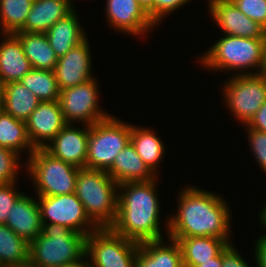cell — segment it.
I'll use <instances>...</instances> for the list:
<instances>
[{
	"mask_svg": "<svg viewBox=\"0 0 266 267\" xmlns=\"http://www.w3.org/2000/svg\"><path fill=\"white\" fill-rule=\"evenodd\" d=\"M74 9L65 18L58 20L46 32L55 55L59 58L84 41L87 36Z\"/></svg>",
	"mask_w": 266,
	"mask_h": 267,
	"instance_id": "7402d4cb",
	"label": "cell"
},
{
	"mask_svg": "<svg viewBox=\"0 0 266 267\" xmlns=\"http://www.w3.org/2000/svg\"><path fill=\"white\" fill-rule=\"evenodd\" d=\"M4 83L0 79V112L3 110Z\"/></svg>",
	"mask_w": 266,
	"mask_h": 267,
	"instance_id": "7bdbcfd3",
	"label": "cell"
},
{
	"mask_svg": "<svg viewBox=\"0 0 266 267\" xmlns=\"http://www.w3.org/2000/svg\"><path fill=\"white\" fill-rule=\"evenodd\" d=\"M139 247L110 228H98L86 237L85 254L91 267H135Z\"/></svg>",
	"mask_w": 266,
	"mask_h": 267,
	"instance_id": "ba28073f",
	"label": "cell"
},
{
	"mask_svg": "<svg viewBox=\"0 0 266 267\" xmlns=\"http://www.w3.org/2000/svg\"><path fill=\"white\" fill-rule=\"evenodd\" d=\"M143 242L138 249L135 267H183L182 252L179 243L167 237Z\"/></svg>",
	"mask_w": 266,
	"mask_h": 267,
	"instance_id": "ffe728a7",
	"label": "cell"
},
{
	"mask_svg": "<svg viewBox=\"0 0 266 267\" xmlns=\"http://www.w3.org/2000/svg\"><path fill=\"white\" fill-rule=\"evenodd\" d=\"M86 253V236L59 224L43 223L42 232L29 243V262L38 267H61Z\"/></svg>",
	"mask_w": 266,
	"mask_h": 267,
	"instance_id": "5b68a950",
	"label": "cell"
},
{
	"mask_svg": "<svg viewBox=\"0 0 266 267\" xmlns=\"http://www.w3.org/2000/svg\"><path fill=\"white\" fill-rule=\"evenodd\" d=\"M20 40L23 52L34 69L54 71L58 61L45 33H14Z\"/></svg>",
	"mask_w": 266,
	"mask_h": 267,
	"instance_id": "cb8c5ba5",
	"label": "cell"
},
{
	"mask_svg": "<svg viewBox=\"0 0 266 267\" xmlns=\"http://www.w3.org/2000/svg\"><path fill=\"white\" fill-rule=\"evenodd\" d=\"M88 37L58 58L54 69L60 90L76 86L93 79L92 57Z\"/></svg>",
	"mask_w": 266,
	"mask_h": 267,
	"instance_id": "5bb4252c",
	"label": "cell"
},
{
	"mask_svg": "<svg viewBox=\"0 0 266 267\" xmlns=\"http://www.w3.org/2000/svg\"><path fill=\"white\" fill-rule=\"evenodd\" d=\"M5 267H32V264L30 262L22 265H14V266H5Z\"/></svg>",
	"mask_w": 266,
	"mask_h": 267,
	"instance_id": "f6af8a7d",
	"label": "cell"
},
{
	"mask_svg": "<svg viewBox=\"0 0 266 267\" xmlns=\"http://www.w3.org/2000/svg\"><path fill=\"white\" fill-rule=\"evenodd\" d=\"M264 56L265 38L225 35L222 38L219 37V40H216L212 47L205 51L204 55L199 58V62L207 70L217 72L218 70L221 72L234 70L236 74L233 73V75H255L262 73Z\"/></svg>",
	"mask_w": 266,
	"mask_h": 267,
	"instance_id": "3957f363",
	"label": "cell"
},
{
	"mask_svg": "<svg viewBox=\"0 0 266 267\" xmlns=\"http://www.w3.org/2000/svg\"><path fill=\"white\" fill-rule=\"evenodd\" d=\"M170 238L180 245L183 267H194L210 261L228 245L224 239L209 236Z\"/></svg>",
	"mask_w": 266,
	"mask_h": 267,
	"instance_id": "603a6c76",
	"label": "cell"
},
{
	"mask_svg": "<svg viewBox=\"0 0 266 267\" xmlns=\"http://www.w3.org/2000/svg\"><path fill=\"white\" fill-rule=\"evenodd\" d=\"M29 262V243L7 225L0 224V267Z\"/></svg>",
	"mask_w": 266,
	"mask_h": 267,
	"instance_id": "83f0119b",
	"label": "cell"
},
{
	"mask_svg": "<svg viewBox=\"0 0 266 267\" xmlns=\"http://www.w3.org/2000/svg\"><path fill=\"white\" fill-rule=\"evenodd\" d=\"M106 172L119 185L128 182H147L157 178L142 161L131 142L125 145Z\"/></svg>",
	"mask_w": 266,
	"mask_h": 267,
	"instance_id": "d6986e66",
	"label": "cell"
},
{
	"mask_svg": "<svg viewBox=\"0 0 266 267\" xmlns=\"http://www.w3.org/2000/svg\"><path fill=\"white\" fill-rule=\"evenodd\" d=\"M42 223L59 224L86 237L98 229L75 193L37 196Z\"/></svg>",
	"mask_w": 266,
	"mask_h": 267,
	"instance_id": "8fae6325",
	"label": "cell"
},
{
	"mask_svg": "<svg viewBox=\"0 0 266 267\" xmlns=\"http://www.w3.org/2000/svg\"><path fill=\"white\" fill-rule=\"evenodd\" d=\"M130 142L142 161L156 176H159V174L157 175V167L160 166L166 150L160 136L156 135L152 129L131 124Z\"/></svg>",
	"mask_w": 266,
	"mask_h": 267,
	"instance_id": "d4e9b609",
	"label": "cell"
},
{
	"mask_svg": "<svg viewBox=\"0 0 266 267\" xmlns=\"http://www.w3.org/2000/svg\"><path fill=\"white\" fill-rule=\"evenodd\" d=\"M84 258H86V259H84ZM61 267H91V264H90L88 257L85 254L80 260H78L74 263L63 265Z\"/></svg>",
	"mask_w": 266,
	"mask_h": 267,
	"instance_id": "60d3db41",
	"label": "cell"
},
{
	"mask_svg": "<svg viewBox=\"0 0 266 267\" xmlns=\"http://www.w3.org/2000/svg\"><path fill=\"white\" fill-rule=\"evenodd\" d=\"M223 98L235 119L247 125L266 102V76L233 75L224 82Z\"/></svg>",
	"mask_w": 266,
	"mask_h": 267,
	"instance_id": "9c48e42d",
	"label": "cell"
},
{
	"mask_svg": "<svg viewBox=\"0 0 266 267\" xmlns=\"http://www.w3.org/2000/svg\"><path fill=\"white\" fill-rule=\"evenodd\" d=\"M260 237V238H259ZM255 242V262L257 267H266V231Z\"/></svg>",
	"mask_w": 266,
	"mask_h": 267,
	"instance_id": "8d00e7d4",
	"label": "cell"
},
{
	"mask_svg": "<svg viewBox=\"0 0 266 267\" xmlns=\"http://www.w3.org/2000/svg\"><path fill=\"white\" fill-rule=\"evenodd\" d=\"M5 225L30 243L42 232L39 203L23 193L12 206Z\"/></svg>",
	"mask_w": 266,
	"mask_h": 267,
	"instance_id": "e0dca14e",
	"label": "cell"
},
{
	"mask_svg": "<svg viewBox=\"0 0 266 267\" xmlns=\"http://www.w3.org/2000/svg\"><path fill=\"white\" fill-rule=\"evenodd\" d=\"M34 0H0V35L18 32L25 24Z\"/></svg>",
	"mask_w": 266,
	"mask_h": 267,
	"instance_id": "f546056e",
	"label": "cell"
},
{
	"mask_svg": "<svg viewBox=\"0 0 266 267\" xmlns=\"http://www.w3.org/2000/svg\"><path fill=\"white\" fill-rule=\"evenodd\" d=\"M0 41V79L4 84L19 81L31 69L19 38L13 33H3Z\"/></svg>",
	"mask_w": 266,
	"mask_h": 267,
	"instance_id": "44dd1931",
	"label": "cell"
},
{
	"mask_svg": "<svg viewBox=\"0 0 266 267\" xmlns=\"http://www.w3.org/2000/svg\"><path fill=\"white\" fill-rule=\"evenodd\" d=\"M179 195L176 214L165 219L166 236H209L232 244L231 208L222 196L191 185L182 188Z\"/></svg>",
	"mask_w": 266,
	"mask_h": 267,
	"instance_id": "6da1fadb",
	"label": "cell"
},
{
	"mask_svg": "<svg viewBox=\"0 0 266 267\" xmlns=\"http://www.w3.org/2000/svg\"><path fill=\"white\" fill-rule=\"evenodd\" d=\"M24 164L38 196H56L75 192L80 168L55 158L44 148L35 149Z\"/></svg>",
	"mask_w": 266,
	"mask_h": 267,
	"instance_id": "8992f818",
	"label": "cell"
},
{
	"mask_svg": "<svg viewBox=\"0 0 266 267\" xmlns=\"http://www.w3.org/2000/svg\"><path fill=\"white\" fill-rule=\"evenodd\" d=\"M41 101L21 82L4 84L3 110L26 122Z\"/></svg>",
	"mask_w": 266,
	"mask_h": 267,
	"instance_id": "484cf974",
	"label": "cell"
},
{
	"mask_svg": "<svg viewBox=\"0 0 266 267\" xmlns=\"http://www.w3.org/2000/svg\"><path fill=\"white\" fill-rule=\"evenodd\" d=\"M244 126L247 128L249 148H251L258 165L266 174V132L251 129L247 125Z\"/></svg>",
	"mask_w": 266,
	"mask_h": 267,
	"instance_id": "d6a6232c",
	"label": "cell"
},
{
	"mask_svg": "<svg viewBox=\"0 0 266 267\" xmlns=\"http://www.w3.org/2000/svg\"><path fill=\"white\" fill-rule=\"evenodd\" d=\"M191 0H153V23L159 25L166 15L173 13Z\"/></svg>",
	"mask_w": 266,
	"mask_h": 267,
	"instance_id": "e575fe53",
	"label": "cell"
},
{
	"mask_svg": "<svg viewBox=\"0 0 266 267\" xmlns=\"http://www.w3.org/2000/svg\"><path fill=\"white\" fill-rule=\"evenodd\" d=\"M264 203H266V201ZM262 208L263 209L259 212L258 216L260 219V223L262 224V226H264L263 228L266 229V204H264Z\"/></svg>",
	"mask_w": 266,
	"mask_h": 267,
	"instance_id": "b9f144b4",
	"label": "cell"
},
{
	"mask_svg": "<svg viewBox=\"0 0 266 267\" xmlns=\"http://www.w3.org/2000/svg\"><path fill=\"white\" fill-rule=\"evenodd\" d=\"M21 159V156L13 150L0 146V185L18 181Z\"/></svg>",
	"mask_w": 266,
	"mask_h": 267,
	"instance_id": "4dcf8cb0",
	"label": "cell"
},
{
	"mask_svg": "<svg viewBox=\"0 0 266 267\" xmlns=\"http://www.w3.org/2000/svg\"><path fill=\"white\" fill-rule=\"evenodd\" d=\"M194 267H222V251L210 261L202 262L201 265H196Z\"/></svg>",
	"mask_w": 266,
	"mask_h": 267,
	"instance_id": "f35d334b",
	"label": "cell"
},
{
	"mask_svg": "<svg viewBox=\"0 0 266 267\" xmlns=\"http://www.w3.org/2000/svg\"><path fill=\"white\" fill-rule=\"evenodd\" d=\"M66 125L59 101H41L26 121L35 149L44 148Z\"/></svg>",
	"mask_w": 266,
	"mask_h": 267,
	"instance_id": "2e32d148",
	"label": "cell"
},
{
	"mask_svg": "<svg viewBox=\"0 0 266 267\" xmlns=\"http://www.w3.org/2000/svg\"><path fill=\"white\" fill-rule=\"evenodd\" d=\"M208 10L224 35L266 38V29L242 13L230 0H208Z\"/></svg>",
	"mask_w": 266,
	"mask_h": 267,
	"instance_id": "7c38bea8",
	"label": "cell"
},
{
	"mask_svg": "<svg viewBox=\"0 0 266 267\" xmlns=\"http://www.w3.org/2000/svg\"><path fill=\"white\" fill-rule=\"evenodd\" d=\"M73 3L71 0H34L26 22L19 31L45 33L74 10Z\"/></svg>",
	"mask_w": 266,
	"mask_h": 267,
	"instance_id": "ac0fdd59",
	"label": "cell"
},
{
	"mask_svg": "<svg viewBox=\"0 0 266 267\" xmlns=\"http://www.w3.org/2000/svg\"><path fill=\"white\" fill-rule=\"evenodd\" d=\"M96 78L60 90L59 103L66 124L72 122L83 123L82 125L91 126L100 122L111 114L99 108L98 98L99 89Z\"/></svg>",
	"mask_w": 266,
	"mask_h": 267,
	"instance_id": "30bf717a",
	"label": "cell"
},
{
	"mask_svg": "<svg viewBox=\"0 0 266 267\" xmlns=\"http://www.w3.org/2000/svg\"><path fill=\"white\" fill-rule=\"evenodd\" d=\"M16 183L0 185V224H5L12 206L23 194L17 190Z\"/></svg>",
	"mask_w": 266,
	"mask_h": 267,
	"instance_id": "836d02e7",
	"label": "cell"
},
{
	"mask_svg": "<svg viewBox=\"0 0 266 267\" xmlns=\"http://www.w3.org/2000/svg\"><path fill=\"white\" fill-rule=\"evenodd\" d=\"M136 1L146 11L149 18L153 21V0H136Z\"/></svg>",
	"mask_w": 266,
	"mask_h": 267,
	"instance_id": "ab89813d",
	"label": "cell"
},
{
	"mask_svg": "<svg viewBox=\"0 0 266 267\" xmlns=\"http://www.w3.org/2000/svg\"><path fill=\"white\" fill-rule=\"evenodd\" d=\"M73 124H66L44 149L77 168H86L90 126L76 128Z\"/></svg>",
	"mask_w": 266,
	"mask_h": 267,
	"instance_id": "9a60e30c",
	"label": "cell"
},
{
	"mask_svg": "<svg viewBox=\"0 0 266 267\" xmlns=\"http://www.w3.org/2000/svg\"><path fill=\"white\" fill-rule=\"evenodd\" d=\"M0 146L19 155L27 150L28 157L35 150L27 134L26 122L14 118L4 110L0 112Z\"/></svg>",
	"mask_w": 266,
	"mask_h": 267,
	"instance_id": "4316f807",
	"label": "cell"
},
{
	"mask_svg": "<svg viewBox=\"0 0 266 267\" xmlns=\"http://www.w3.org/2000/svg\"><path fill=\"white\" fill-rule=\"evenodd\" d=\"M40 101H59V88L54 71L32 68L20 80Z\"/></svg>",
	"mask_w": 266,
	"mask_h": 267,
	"instance_id": "f1b7e54d",
	"label": "cell"
},
{
	"mask_svg": "<svg viewBox=\"0 0 266 267\" xmlns=\"http://www.w3.org/2000/svg\"><path fill=\"white\" fill-rule=\"evenodd\" d=\"M262 74L266 76V38H265V56H264V66L262 69Z\"/></svg>",
	"mask_w": 266,
	"mask_h": 267,
	"instance_id": "ee69618b",
	"label": "cell"
},
{
	"mask_svg": "<svg viewBox=\"0 0 266 267\" xmlns=\"http://www.w3.org/2000/svg\"><path fill=\"white\" fill-rule=\"evenodd\" d=\"M157 181L119 185L116 218L110 226L113 232L138 244L163 239Z\"/></svg>",
	"mask_w": 266,
	"mask_h": 267,
	"instance_id": "7a4b0ae2",
	"label": "cell"
},
{
	"mask_svg": "<svg viewBox=\"0 0 266 267\" xmlns=\"http://www.w3.org/2000/svg\"><path fill=\"white\" fill-rule=\"evenodd\" d=\"M74 193L98 228H110L116 218L119 184L105 170L80 168Z\"/></svg>",
	"mask_w": 266,
	"mask_h": 267,
	"instance_id": "277c9868",
	"label": "cell"
},
{
	"mask_svg": "<svg viewBox=\"0 0 266 267\" xmlns=\"http://www.w3.org/2000/svg\"><path fill=\"white\" fill-rule=\"evenodd\" d=\"M247 126L251 129L266 132V102L258 109Z\"/></svg>",
	"mask_w": 266,
	"mask_h": 267,
	"instance_id": "74e56055",
	"label": "cell"
},
{
	"mask_svg": "<svg viewBox=\"0 0 266 267\" xmlns=\"http://www.w3.org/2000/svg\"><path fill=\"white\" fill-rule=\"evenodd\" d=\"M222 267H250L234 244H228L222 250Z\"/></svg>",
	"mask_w": 266,
	"mask_h": 267,
	"instance_id": "d590c367",
	"label": "cell"
},
{
	"mask_svg": "<svg viewBox=\"0 0 266 267\" xmlns=\"http://www.w3.org/2000/svg\"><path fill=\"white\" fill-rule=\"evenodd\" d=\"M131 124L114 116L90 126L86 168L107 171L130 142Z\"/></svg>",
	"mask_w": 266,
	"mask_h": 267,
	"instance_id": "52a82bcc",
	"label": "cell"
},
{
	"mask_svg": "<svg viewBox=\"0 0 266 267\" xmlns=\"http://www.w3.org/2000/svg\"><path fill=\"white\" fill-rule=\"evenodd\" d=\"M105 6L109 27L119 33L144 36L156 26L136 0H106Z\"/></svg>",
	"mask_w": 266,
	"mask_h": 267,
	"instance_id": "4fadbf2b",
	"label": "cell"
},
{
	"mask_svg": "<svg viewBox=\"0 0 266 267\" xmlns=\"http://www.w3.org/2000/svg\"><path fill=\"white\" fill-rule=\"evenodd\" d=\"M238 9L266 29V0H230Z\"/></svg>",
	"mask_w": 266,
	"mask_h": 267,
	"instance_id": "1f68e13d",
	"label": "cell"
}]
</instances>
